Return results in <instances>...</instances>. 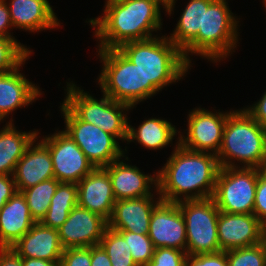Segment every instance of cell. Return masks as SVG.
<instances>
[{
  "mask_svg": "<svg viewBox=\"0 0 266 266\" xmlns=\"http://www.w3.org/2000/svg\"><path fill=\"white\" fill-rule=\"evenodd\" d=\"M164 165L157 171L156 189L163 201L177 203L213 196L220 169L217 155L191 151L177 142Z\"/></svg>",
  "mask_w": 266,
  "mask_h": 266,
  "instance_id": "obj_1",
  "label": "cell"
},
{
  "mask_svg": "<svg viewBox=\"0 0 266 266\" xmlns=\"http://www.w3.org/2000/svg\"><path fill=\"white\" fill-rule=\"evenodd\" d=\"M158 0H106L104 15L88 22L95 29L99 49L119 48L131 41L153 38L161 29Z\"/></svg>",
  "mask_w": 266,
  "mask_h": 266,
  "instance_id": "obj_2",
  "label": "cell"
},
{
  "mask_svg": "<svg viewBox=\"0 0 266 266\" xmlns=\"http://www.w3.org/2000/svg\"><path fill=\"white\" fill-rule=\"evenodd\" d=\"M118 49L143 73V101L179 81L191 66L182 51L165 35L127 42Z\"/></svg>",
  "mask_w": 266,
  "mask_h": 266,
  "instance_id": "obj_3",
  "label": "cell"
},
{
  "mask_svg": "<svg viewBox=\"0 0 266 266\" xmlns=\"http://www.w3.org/2000/svg\"><path fill=\"white\" fill-rule=\"evenodd\" d=\"M220 167L266 169V135L264 126L244 109L232 111L226 120L221 147L217 154ZM233 159V160H232ZM234 161V162H233Z\"/></svg>",
  "mask_w": 266,
  "mask_h": 266,
  "instance_id": "obj_4",
  "label": "cell"
},
{
  "mask_svg": "<svg viewBox=\"0 0 266 266\" xmlns=\"http://www.w3.org/2000/svg\"><path fill=\"white\" fill-rule=\"evenodd\" d=\"M227 4L226 0H204L203 32H198L182 50L184 58L190 64V53L217 63L235 49L239 21L235 19Z\"/></svg>",
  "mask_w": 266,
  "mask_h": 266,
  "instance_id": "obj_5",
  "label": "cell"
},
{
  "mask_svg": "<svg viewBox=\"0 0 266 266\" xmlns=\"http://www.w3.org/2000/svg\"><path fill=\"white\" fill-rule=\"evenodd\" d=\"M79 88L74 83H67V94L63 102L82 121L98 126L115 138L126 141L129 124L126 111L134 107L115 101L105 94L98 101Z\"/></svg>",
  "mask_w": 266,
  "mask_h": 266,
  "instance_id": "obj_6",
  "label": "cell"
},
{
  "mask_svg": "<svg viewBox=\"0 0 266 266\" xmlns=\"http://www.w3.org/2000/svg\"><path fill=\"white\" fill-rule=\"evenodd\" d=\"M103 62L98 83L103 94L134 106L143 101V73L118 48L98 49Z\"/></svg>",
  "mask_w": 266,
  "mask_h": 266,
  "instance_id": "obj_7",
  "label": "cell"
},
{
  "mask_svg": "<svg viewBox=\"0 0 266 266\" xmlns=\"http://www.w3.org/2000/svg\"><path fill=\"white\" fill-rule=\"evenodd\" d=\"M184 217L187 255L222 251L217 235L219 209L212 197L177 202Z\"/></svg>",
  "mask_w": 266,
  "mask_h": 266,
  "instance_id": "obj_8",
  "label": "cell"
},
{
  "mask_svg": "<svg viewBox=\"0 0 266 266\" xmlns=\"http://www.w3.org/2000/svg\"><path fill=\"white\" fill-rule=\"evenodd\" d=\"M60 107L66 125L64 132L72 138L95 168L105 167L125 157L113 135L82 121L64 102Z\"/></svg>",
  "mask_w": 266,
  "mask_h": 266,
  "instance_id": "obj_9",
  "label": "cell"
},
{
  "mask_svg": "<svg viewBox=\"0 0 266 266\" xmlns=\"http://www.w3.org/2000/svg\"><path fill=\"white\" fill-rule=\"evenodd\" d=\"M262 170L220 167L212 196L219 211L253 214L257 179Z\"/></svg>",
  "mask_w": 266,
  "mask_h": 266,
  "instance_id": "obj_10",
  "label": "cell"
},
{
  "mask_svg": "<svg viewBox=\"0 0 266 266\" xmlns=\"http://www.w3.org/2000/svg\"><path fill=\"white\" fill-rule=\"evenodd\" d=\"M41 141L49 148L54 177L59 182L77 184L95 168L64 131L48 135Z\"/></svg>",
  "mask_w": 266,
  "mask_h": 266,
  "instance_id": "obj_11",
  "label": "cell"
},
{
  "mask_svg": "<svg viewBox=\"0 0 266 266\" xmlns=\"http://www.w3.org/2000/svg\"><path fill=\"white\" fill-rule=\"evenodd\" d=\"M231 112L213 113L204 108L193 109L188 114L187 136L179 134V144L191 151L217 155L222 143L224 126Z\"/></svg>",
  "mask_w": 266,
  "mask_h": 266,
  "instance_id": "obj_12",
  "label": "cell"
},
{
  "mask_svg": "<svg viewBox=\"0 0 266 266\" xmlns=\"http://www.w3.org/2000/svg\"><path fill=\"white\" fill-rule=\"evenodd\" d=\"M217 235L222 251L248 247L266 239V227L254 214L219 211Z\"/></svg>",
  "mask_w": 266,
  "mask_h": 266,
  "instance_id": "obj_13",
  "label": "cell"
},
{
  "mask_svg": "<svg viewBox=\"0 0 266 266\" xmlns=\"http://www.w3.org/2000/svg\"><path fill=\"white\" fill-rule=\"evenodd\" d=\"M148 236L155 249L164 247L186 252V225L177 203L162 200L154 208L149 222Z\"/></svg>",
  "mask_w": 266,
  "mask_h": 266,
  "instance_id": "obj_14",
  "label": "cell"
},
{
  "mask_svg": "<svg viewBox=\"0 0 266 266\" xmlns=\"http://www.w3.org/2000/svg\"><path fill=\"white\" fill-rule=\"evenodd\" d=\"M107 227L103 217L77 205L57 230L62 247L68 249L99 245Z\"/></svg>",
  "mask_w": 266,
  "mask_h": 266,
  "instance_id": "obj_15",
  "label": "cell"
},
{
  "mask_svg": "<svg viewBox=\"0 0 266 266\" xmlns=\"http://www.w3.org/2000/svg\"><path fill=\"white\" fill-rule=\"evenodd\" d=\"M77 198L80 207L100 215L108 222L116 202L108 172L103 167L94 168L77 183Z\"/></svg>",
  "mask_w": 266,
  "mask_h": 266,
  "instance_id": "obj_16",
  "label": "cell"
},
{
  "mask_svg": "<svg viewBox=\"0 0 266 266\" xmlns=\"http://www.w3.org/2000/svg\"><path fill=\"white\" fill-rule=\"evenodd\" d=\"M121 159L119 158L103 167L111 179L112 191L116 201L154 196L151 193V188H153L151 185L154 184V188L157 189V173L153 176L146 175L137 166L126 164L123 160L120 161Z\"/></svg>",
  "mask_w": 266,
  "mask_h": 266,
  "instance_id": "obj_17",
  "label": "cell"
},
{
  "mask_svg": "<svg viewBox=\"0 0 266 266\" xmlns=\"http://www.w3.org/2000/svg\"><path fill=\"white\" fill-rule=\"evenodd\" d=\"M37 137L28 145L23 157L17 162L13 173L17 192L55 178L49 148Z\"/></svg>",
  "mask_w": 266,
  "mask_h": 266,
  "instance_id": "obj_18",
  "label": "cell"
},
{
  "mask_svg": "<svg viewBox=\"0 0 266 266\" xmlns=\"http://www.w3.org/2000/svg\"><path fill=\"white\" fill-rule=\"evenodd\" d=\"M153 196L118 200L114 204L108 227L115 231H130L137 234L149 233V222L154 208L162 201ZM155 202V203H154Z\"/></svg>",
  "mask_w": 266,
  "mask_h": 266,
  "instance_id": "obj_19",
  "label": "cell"
},
{
  "mask_svg": "<svg viewBox=\"0 0 266 266\" xmlns=\"http://www.w3.org/2000/svg\"><path fill=\"white\" fill-rule=\"evenodd\" d=\"M21 258H38L55 263L61 262L64 248L58 230L35 222L12 247Z\"/></svg>",
  "mask_w": 266,
  "mask_h": 266,
  "instance_id": "obj_20",
  "label": "cell"
},
{
  "mask_svg": "<svg viewBox=\"0 0 266 266\" xmlns=\"http://www.w3.org/2000/svg\"><path fill=\"white\" fill-rule=\"evenodd\" d=\"M28 58L13 71L0 74V122L15 109L28 106L42 95L37 85L20 73V67Z\"/></svg>",
  "mask_w": 266,
  "mask_h": 266,
  "instance_id": "obj_21",
  "label": "cell"
},
{
  "mask_svg": "<svg viewBox=\"0 0 266 266\" xmlns=\"http://www.w3.org/2000/svg\"><path fill=\"white\" fill-rule=\"evenodd\" d=\"M7 6L13 28L38 32L50 30L60 25L47 0H9Z\"/></svg>",
  "mask_w": 266,
  "mask_h": 266,
  "instance_id": "obj_22",
  "label": "cell"
},
{
  "mask_svg": "<svg viewBox=\"0 0 266 266\" xmlns=\"http://www.w3.org/2000/svg\"><path fill=\"white\" fill-rule=\"evenodd\" d=\"M21 192H16L0 210V248L12 247L35 224Z\"/></svg>",
  "mask_w": 266,
  "mask_h": 266,
  "instance_id": "obj_23",
  "label": "cell"
},
{
  "mask_svg": "<svg viewBox=\"0 0 266 266\" xmlns=\"http://www.w3.org/2000/svg\"><path fill=\"white\" fill-rule=\"evenodd\" d=\"M12 121L0 130V175H13L28 145L39 135L38 131L27 133L16 130Z\"/></svg>",
  "mask_w": 266,
  "mask_h": 266,
  "instance_id": "obj_24",
  "label": "cell"
},
{
  "mask_svg": "<svg viewBox=\"0 0 266 266\" xmlns=\"http://www.w3.org/2000/svg\"><path fill=\"white\" fill-rule=\"evenodd\" d=\"M178 131L169 121L150 118L138 126V130L128 124L127 139L129 143L138 141L145 148L156 150L162 149L172 143L173 137Z\"/></svg>",
  "mask_w": 266,
  "mask_h": 266,
  "instance_id": "obj_25",
  "label": "cell"
},
{
  "mask_svg": "<svg viewBox=\"0 0 266 266\" xmlns=\"http://www.w3.org/2000/svg\"><path fill=\"white\" fill-rule=\"evenodd\" d=\"M183 10L177 26L168 38L182 51L203 32L204 0H190Z\"/></svg>",
  "mask_w": 266,
  "mask_h": 266,
  "instance_id": "obj_26",
  "label": "cell"
},
{
  "mask_svg": "<svg viewBox=\"0 0 266 266\" xmlns=\"http://www.w3.org/2000/svg\"><path fill=\"white\" fill-rule=\"evenodd\" d=\"M77 205V184L60 182L51 199L49 209L40 222L50 228L58 229Z\"/></svg>",
  "mask_w": 266,
  "mask_h": 266,
  "instance_id": "obj_27",
  "label": "cell"
},
{
  "mask_svg": "<svg viewBox=\"0 0 266 266\" xmlns=\"http://www.w3.org/2000/svg\"><path fill=\"white\" fill-rule=\"evenodd\" d=\"M59 183L57 179L51 178L21 191L36 222H40L46 215Z\"/></svg>",
  "mask_w": 266,
  "mask_h": 266,
  "instance_id": "obj_28",
  "label": "cell"
},
{
  "mask_svg": "<svg viewBox=\"0 0 266 266\" xmlns=\"http://www.w3.org/2000/svg\"><path fill=\"white\" fill-rule=\"evenodd\" d=\"M99 245L107 253L112 266H137L133 261L128 243L117 231L107 227Z\"/></svg>",
  "mask_w": 266,
  "mask_h": 266,
  "instance_id": "obj_29",
  "label": "cell"
},
{
  "mask_svg": "<svg viewBox=\"0 0 266 266\" xmlns=\"http://www.w3.org/2000/svg\"><path fill=\"white\" fill-rule=\"evenodd\" d=\"M31 52L33 51L26 48L17 39L0 37V74L16 69L31 55Z\"/></svg>",
  "mask_w": 266,
  "mask_h": 266,
  "instance_id": "obj_30",
  "label": "cell"
},
{
  "mask_svg": "<svg viewBox=\"0 0 266 266\" xmlns=\"http://www.w3.org/2000/svg\"><path fill=\"white\" fill-rule=\"evenodd\" d=\"M228 266H266V239L256 245L226 251Z\"/></svg>",
  "mask_w": 266,
  "mask_h": 266,
  "instance_id": "obj_31",
  "label": "cell"
},
{
  "mask_svg": "<svg viewBox=\"0 0 266 266\" xmlns=\"http://www.w3.org/2000/svg\"><path fill=\"white\" fill-rule=\"evenodd\" d=\"M128 243L133 261L137 266H146L152 259L155 247L148 234L117 231Z\"/></svg>",
  "mask_w": 266,
  "mask_h": 266,
  "instance_id": "obj_32",
  "label": "cell"
},
{
  "mask_svg": "<svg viewBox=\"0 0 266 266\" xmlns=\"http://www.w3.org/2000/svg\"><path fill=\"white\" fill-rule=\"evenodd\" d=\"M187 253L174 248H156L146 266H185Z\"/></svg>",
  "mask_w": 266,
  "mask_h": 266,
  "instance_id": "obj_33",
  "label": "cell"
},
{
  "mask_svg": "<svg viewBox=\"0 0 266 266\" xmlns=\"http://www.w3.org/2000/svg\"><path fill=\"white\" fill-rule=\"evenodd\" d=\"M59 266H91V247L64 249Z\"/></svg>",
  "mask_w": 266,
  "mask_h": 266,
  "instance_id": "obj_34",
  "label": "cell"
},
{
  "mask_svg": "<svg viewBox=\"0 0 266 266\" xmlns=\"http://www.w3.org/2000/svg\"><path fill=\"white\" fill-rule=\"evenodd\" d=\"M253 214L266 227V169L258 175Z\"/></svg>",
  "mask_w": 266,
  "mask_h": 266,
  "instance_id": "obj_35",
  "label": "cell"
},
{
  "mask_svg": "<svg viewBox=\"0 0 266 266\" xmlns=\"http://www.w3.org/2000/svg\"><path fill=\"white\" fill-rule=\"evenodd\" d=\"M185 266H228L226 251L187 255Z\"/></svg>",
  "mask_w": 266,
  "mask_h": 266,
  "instance_id": "obj_36",
  "label": "cell"
},
{
  "mask_svg": "<svg viewBox=\"0 0 266 266\" xmlns=\"http://www.w3.org/2000/svg\"><path fill=\"white\" fill-rule=\"evenodd\" d=\"M16 192L17 189L13 176L0 175V210Z\"/></svg>",
  "mask_w": 266,
  "mask_h": 266,
  "instance_id": "obj_37",
  "label": "cell"
},
{
  "mask_svg": "<svg viewBox=\"0 0 266 266\" xmlns=\"http://www.w3.org/2000/svg\"><path fill=\"white\" fill-rule=\"evenodd\" d=\"M243 109L260 125L264 126L266 124V92L257 103Z\"/></svg>",
  "mask_w": 266,
  "mask_h": 266,
  "instance_id": "obj_38",
  "label": "cell"
},
{
  "mask_svg": "<svg viewBox=\"0 0 266 266\" xmlns=\"http://www.w3.org/2000/svg\"><path fill=\"white\" fill-rule=\"evenodd\" d=\"M6 1L7 0H0V37L15 39V37L13 38L9 32L10 30H8L13 27V25L11 23V16Z\"/></svg>",
  "mask_w": 266,
  "mask_h": 266,
  "instance_id": "obj_39",
  "label": "cell"
},
{
  "mask_svg": "<svg viewBox=\"0 0 266 266\" xmlns=\"http://www.w3.org/2000/svg\"><path fill=\"white\" fill-rule=\"evenodd\" d=\"M0 266H22V258L11 248H0Z\"/></svg>",
  "mask_w": 266,
  "mask_h": 266,
  "instance_id": "obj_40",
  "label": "cell"
},
{
  "mask_svg": "<svg viewBox=\"0 0 266 266\" xmlns=\"http://www.w3.org/2000/svg\"><path fill=\"white\" fill-rule=\"evenodd\" d=\"M91 266H112L107 253L100 245L91 247Z\"/></svg>",
  "mask_w": 266,
  "mask_h": 266,
  "instance_id": "obj_41",
  "label": "cell"
},
{
  "mask_svg": "<svg viewBox=\"0 0 266 266\" xmlns=\"http://www.w3.org/2000/svg\"><path fill=\"white\" fill-rule=\"evenodd\" d=\"M60 263L38 258H22V266H59Z\"/></svg>",
  "mask_w": 266,
  "mask_h": 266,
  "instance_id": "obj_42",
  "label": "cell"
},
{
  "mask_svg": "<svg viewBox=\"0 0 266 266\" xmlns=\"http://www.w3.org/2000/svg\"><path fill=\"white\" fill-rule=\"evenodd\" d=\"M162 6H164L163 8L166 9L165 11L168 12V15L170 16L172 14V11L174 9L175 6V0H158Z\"/></svg>",
  "mask_w": 266,
  "mask_h": 266,
  "instance_id": "obj_43",
  "label": "cell"
},
{
  "mask_svg": "<svg viewBox=\"0 0 266 266\" xmlns=\"http://www.w3.org/2000/svg\"><path fill=\"white\" fill-rule=\"evenodd\" d=\"M263 3H264V5H265V8H266V0H263Z\"/></svg>",
  "mask_w": 266,
  "mask_h": 266,
  "instance_id": "obj_44",
  "label": "cell"
}]
</instances>
